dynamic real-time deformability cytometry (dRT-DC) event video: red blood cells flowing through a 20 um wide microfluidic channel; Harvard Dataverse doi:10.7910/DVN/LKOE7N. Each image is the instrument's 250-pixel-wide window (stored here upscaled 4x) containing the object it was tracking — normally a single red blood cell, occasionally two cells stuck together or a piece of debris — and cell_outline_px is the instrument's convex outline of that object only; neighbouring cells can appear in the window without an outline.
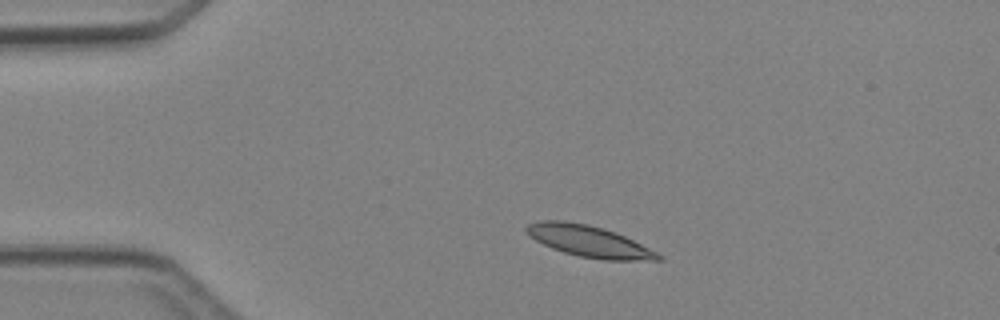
{"species": "Egyptian fruit bat (a non-hibernating species)", "species_latin": "Rousettus aegyptiacus", "temperature_condition": "cold", "stored_images_in_passage": 3, "camera_frame_rate_fps": 3000, "um_per_image_px": 0.085, "animal": {"sex": "female"}, "frame": {"image": 1, "passage_image": 2, "time_ms": 1.0, "image_size_px": [1000, 320], "cell_outline_px": [[664, 256], [660, 260], [604, 260], [580, 256], [564, 252], [552, 248], [536, 240], [524, 232], [524, 228], [528, 224], [540, 220], [564, 220], [588, 224], [616, 232]], "centroid_in_image_um": [50.02, 20.49], "position_along_channel_um": 35.0, "area_um2": 23.93}}